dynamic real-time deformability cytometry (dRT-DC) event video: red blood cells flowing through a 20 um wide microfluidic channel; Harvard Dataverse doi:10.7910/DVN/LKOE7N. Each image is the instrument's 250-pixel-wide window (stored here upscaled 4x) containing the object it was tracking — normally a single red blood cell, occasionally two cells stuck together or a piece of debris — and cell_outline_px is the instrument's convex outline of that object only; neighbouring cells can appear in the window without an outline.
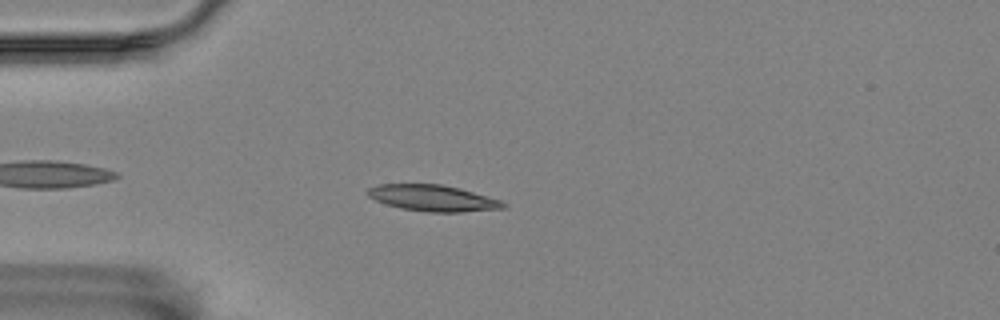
{"species": "Egyptian fruit bat (a non-hibernating species)", "species_latin": "Rousettus aegyptiacus", "temperature_condition": "room temperature", "stored_images_in_passage": 47, "camera_frame_rate_fps": 3000, "um_per_image_px": 0.085, "animal": {"sex": "female"}, "frame": {"image": 1, "passage_image": 6, "time_ms": 1.667, "image_size_px": [1000, 320], "cell_outline_px": [[508, 204], [504, 208], [460, 212], [428, 212], [400, 208], [384, 204], [368, 196], [368, 188], [376, 184], [440, 184], [460, 188], [500, 200]], "centroid_in_image_um": [36.77, 16.83], "position_along_channel_um": 48.2, "area_um2": 20.69}}
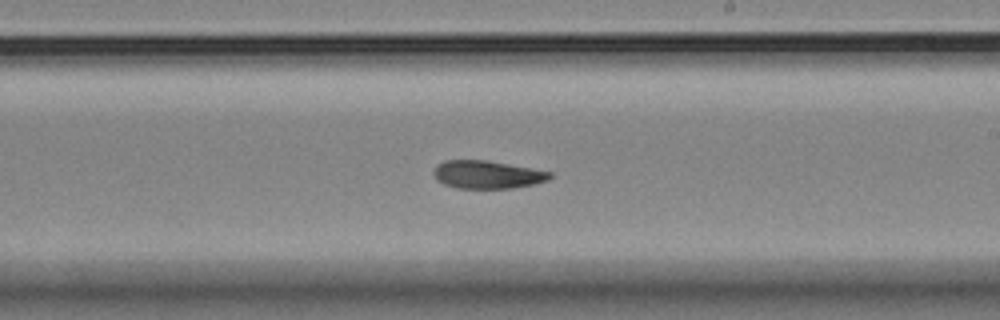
{"frame": {"image": 2, "passage_image": 24, "time_ms": 7.667, "image_size_px": [1000, 320], "cell_outline_px": [[552, 176], [548, 180], [532, 184], [512, 188], [456, 188], [444, 184], [436, 180], [432, 172], [436, 164], [444, 160], [484, 160], [508, 164], [552, 172]], "centroid_in_image_um": [41.35, 14.84], "position_along_channel_um": 247.6, "area_um2": 18.9}}
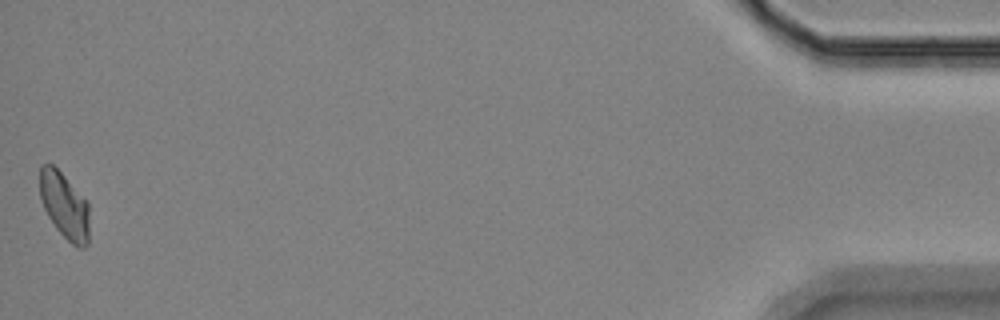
{"frame": {"image": 3, "passage_image": 47, "time_ms": 15.333, "image_size_px": [1000, 320], "cell_outline_px": [[88, 244], [84, 248], [76, 248], [56, 228], [48, 216], [44, 208], [40, 196], [40, 164], [52, 164], [64, 176], [88, 204]], "centroid_in_image_um": [5.47, 17.5], "position_along_channel_um": 429.7, "area_um2": 18.73}, "authors_computed_cell_mechanics": {"area_um2": 19.5364, "velocity_mm_per_s": 3.5519, "shape_relaxation_time_tau1_ms": null, "shape_relaxation_time_tau2_ms": 7.0185, "deformation_change_tau1": null, "deformation_change_tau2": 0.1139}}